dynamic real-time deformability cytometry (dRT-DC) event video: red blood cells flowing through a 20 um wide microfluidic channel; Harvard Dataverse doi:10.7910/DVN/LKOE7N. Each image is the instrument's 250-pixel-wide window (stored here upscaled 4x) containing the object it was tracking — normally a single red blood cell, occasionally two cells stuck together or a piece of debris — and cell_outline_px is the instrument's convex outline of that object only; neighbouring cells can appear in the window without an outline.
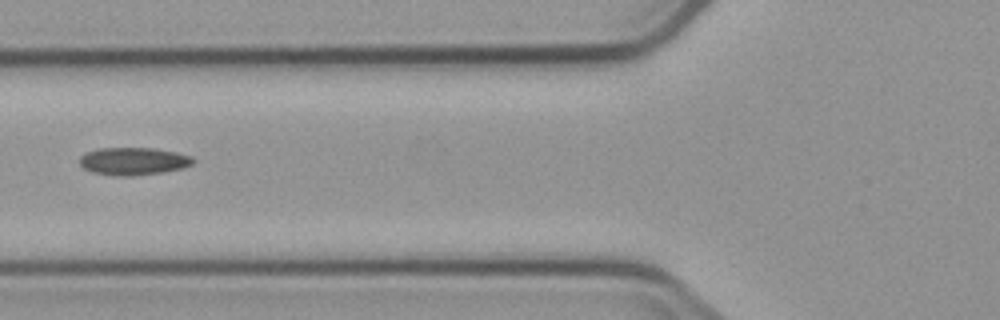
{"species": "common noctule bat (a hibernating species)", "species_latin": "Nyctalus noctula", "temperature_condition": "cold", "stored_images_in_passage": 5, "camera_frame_rate_fps": 3000, "um_per_image_px": 0.085, "animal": {"sex": "male", "body_mass_g": 23.1, "forearm_length_mm": 52.7}, "frame": {"image": 1, "passage_image": 2, "time_ms": 1.333, "image_size_px": [1000, 320], "cell_outline_px": [[196, 160], [192, 164], [180, 168], [164, 172], [132, 176], [120, 176], [92, 172], [84, 168], [80, 164], [80, 156], [88, 152], [100, 148], [152, 148], [176, 152], [192, 156]], "centroid_in_image_um": [11.36, 13.7], "position_along_channel_um": 114.4, "area_um2": 18.15}}
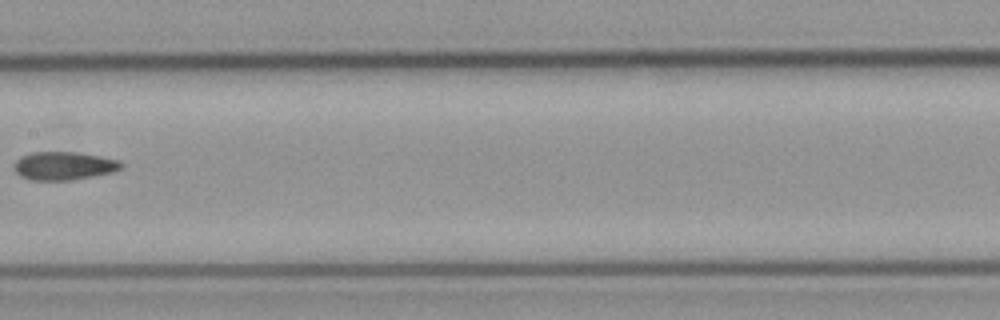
{"frame": {"image": 2, "passage_image": 4, "time_ms": 3.667, "image_size_px": [1000, 320], "cell_outline_px": [[124, 168], [112, 172], [72, 180], [32, 180], [20, 176], [12, 168], [12, 164], [20, 156], [32, 152], [72, 152], [100, 156], [120, 160], [124, 164]], "centroid_in_image_um": [5.41, 14.09], "position_along_channel_um": 202.0, "area_um2": 17.8}}
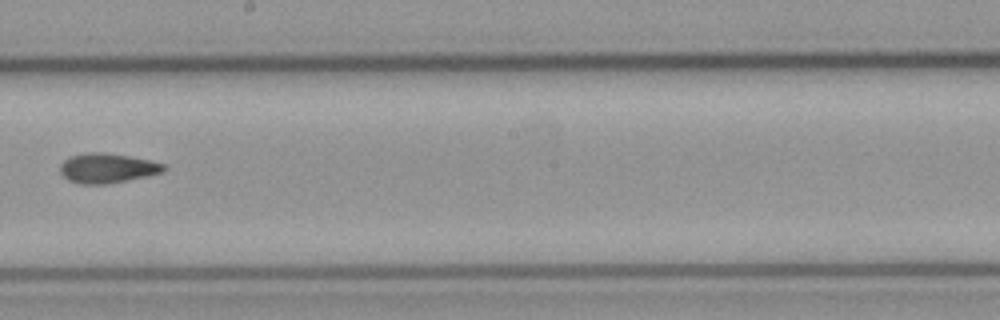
{"frame": {"image": 3, "passage_image": 5, "time_ms": 4.667, "image_size_px": [1000, 320], "cell_outline_px": [[168, 168], [160, 172], [148, 176], [108, 184], [84, 184], [68, 180], [60, 172], [60, 164], [64, 160], [72, 156], [88, 152], [104, 152], [128, 156], [148, 160], [164, 164]], "centroid_in_image_um": [9.11, 14.29], "position_along_channel_um": 239.1, "area_um2": 17.8}}